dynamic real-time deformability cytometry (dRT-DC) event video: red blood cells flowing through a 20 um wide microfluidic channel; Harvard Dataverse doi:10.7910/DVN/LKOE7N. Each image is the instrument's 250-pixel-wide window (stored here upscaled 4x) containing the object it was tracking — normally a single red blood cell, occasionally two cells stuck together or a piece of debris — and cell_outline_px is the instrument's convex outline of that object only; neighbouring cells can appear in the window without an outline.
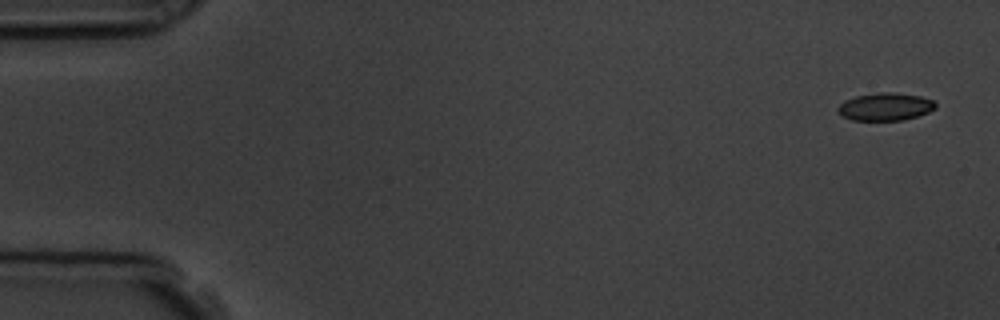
{"species": "common noctule bat (a hibernating species)", "species_latin": "Nyctalus noctula", "temperature_condition": "room temperature", "stored_images_in_passage": 13, "camera_frame_rate_fps": 3000, "um_per_image_px": 0.085, "animal": {"sex": "male", "body_mass_g": 19.5, "forearm_length_mm": 54.6}, "frame": {"image": 1, "passage_image": 1, "time_ms": 0.0, "image_size_px": [1000, 320], "cell_outline_px": [[936, 108], [928, 112], [904, 120], [852, 120], [836, 112], [836, 108], [844, 100], [856, 96], [880, 92], [892, 92], [920, 96], [932, 100], [936, 104]], "centroid_in_image_um": [75.22, 9.07], "position_along_channel_um": 9.8, "area_um2": 15.72}}
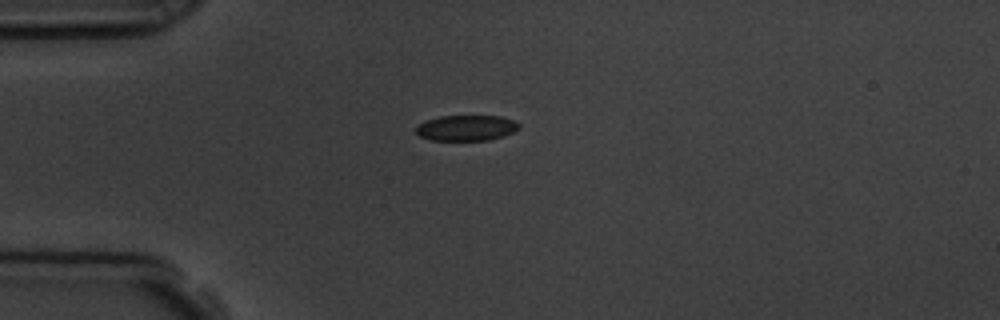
{"frame": {"image": 2, "passage_image": 13, "time_ms": 4.0, "image_size_px": [1000, 320], "cell_outline_px": [[520, 128], [504, 136], [488, 140], [432, 140], [420, 136], [416, 132], [416, 128], [424, 120], [440, 116], [500, 116], [512, 120], [520, 124]], "centroid_in_image_um": [39.64, 10.87], "position_along_channel_um": 45.4, "area_um2": 15.32}}